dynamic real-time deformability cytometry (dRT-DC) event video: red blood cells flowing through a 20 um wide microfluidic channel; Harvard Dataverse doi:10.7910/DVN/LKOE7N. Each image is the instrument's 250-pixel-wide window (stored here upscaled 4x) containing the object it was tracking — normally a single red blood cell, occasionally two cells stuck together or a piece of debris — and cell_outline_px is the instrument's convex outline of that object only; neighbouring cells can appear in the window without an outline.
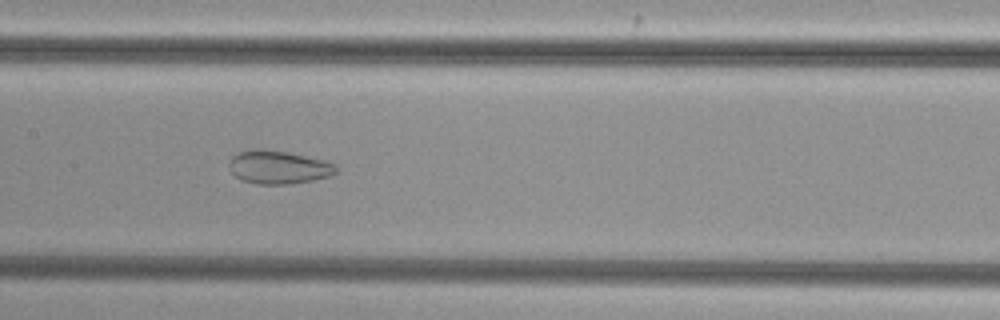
{"species": "common noctule bat (a hibernating species)", "species_latin": "Nyctalus noctula", "temperature_condition": "cold", "stored_images_in_passage": 44, "camera_frame_rate_fps": 3000, "um_per_image_px": 0.085, "animal": {"sex": "female", "body_mass_g": 29.2, "forearm_length_mm": 56.3}, "frame": {"image": 1, "passage_image": 18, "time_ms": 5.667, "image_size_px": [1000, 320], "cell_outline_px": [[336, 172], [332, 176], [292, 184], [256, 184], [240, 180], [228, 168], [228, 164], [232, 156], [240, 152], [260, 148], [264, 148], [288, 152], [328, 160], [336, 164]], "centroid_in_image_um": [23.69, 14.21], "position_along_channel_um": 183.7, "area_um2": 21.1}}
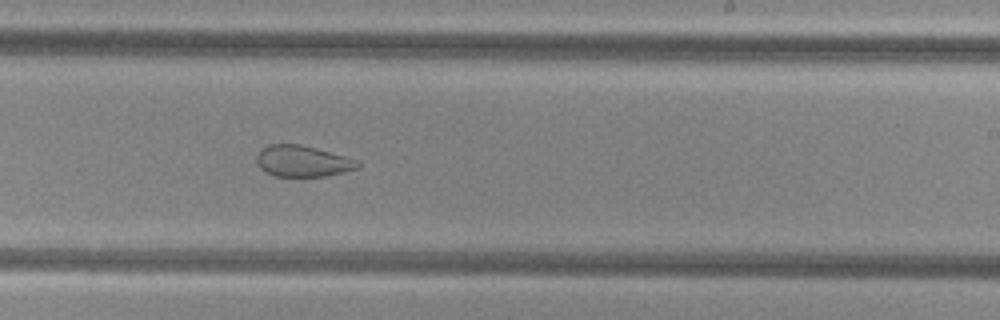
{"frame": {"image": 2, "passage_image": 24, "time_ms": 7.667, "image_size_px": [1000, 320], "cell_outline_px": [[360, 168], [328, 176], [276, 176], [260, 168], [256, 164], [256, 156], [260, 148], [268, 144], [300, 144], [316, 148], [360, 160]], "centroid_in_image_um": [25.74, 13.69], "position_along_channel_um": 263.3, "area_um2": 18.61}}
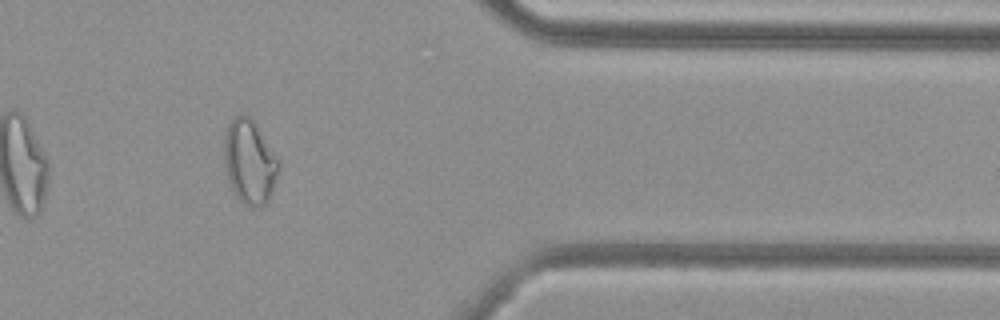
{"frame": {"image": 3, "passage_image": 35, "time_ms": 11.333, "image_size_px": [1000, 320], "cell_outline_px": [[280, 168], [272, 192], [268, 200], [264, 204], [256, 208], [248, 208], [236, 200], [228, 184], [224, 160], [224, 132], [228, 124], [236, 116], [248, 116], [256, 124], [280, 160]], "centroid_in_image_um": [21.2, 13.83], "position_along_channel_um": 390.2, "area_um2": 27.34}}